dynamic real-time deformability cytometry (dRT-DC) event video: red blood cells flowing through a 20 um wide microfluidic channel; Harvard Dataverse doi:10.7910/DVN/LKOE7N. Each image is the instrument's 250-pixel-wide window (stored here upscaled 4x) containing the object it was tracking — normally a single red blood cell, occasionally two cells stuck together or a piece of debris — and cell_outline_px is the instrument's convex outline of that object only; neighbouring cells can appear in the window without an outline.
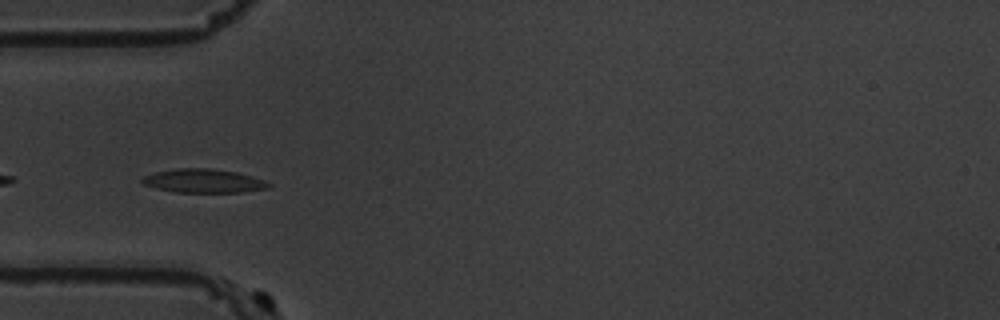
{"species": "common noctule bat (a hibernating species)", "species_latin": "Nyctalus noctula", "temperature_condition": "warm", "stored_images_in_passage": 24, "camera_frame_rate_fps": 3000, "um_per_image_px": 0.085, "animal": {"sex": "male", "body_mass_g": 19.5, "forearm_length_mm": 54.6}, "frame": {"image": 1, "passage_image": 5, "time_ms": 5.667, "image_size_px": [1000, 320], "cell_outline_px": [[272, 184], [268, 188], [240, 192], [176, 192], [156, 188], [144, 184], [140, 180], [144, 176], [156, 172], [176, 168], [212, 168], [236, 172], [252, 176], [264, 180]], "centroid_in_image_um": [17.31, 15.37], "position_along_channel_um": 67.7, "area_um2": 17.4}}
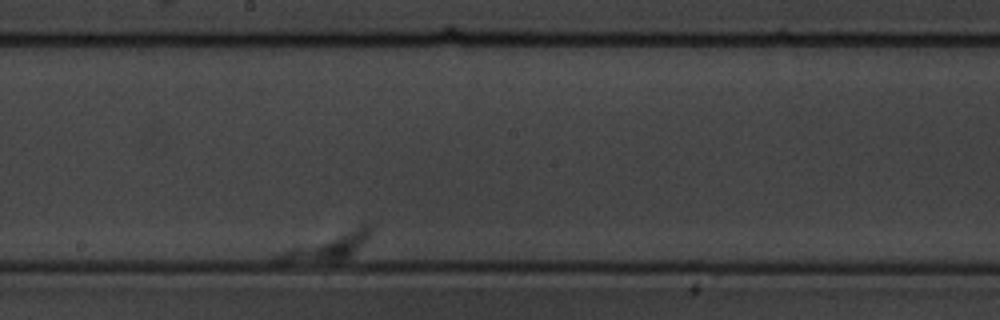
{"frame": {"image": 2, "passage_image": 16, "time_ms": 20.0, "image_size_px": [1000, 320], "cell_outline_px": [[372, 232], [348, 256], [340, 260], [272, 260], [272, 256], [288, 248], [360, 224], [372, 224]], "centroid_in_image_um": [27.89, 20.88], "position_along_channel_um": 220.3, "area_um2": 13.64}}
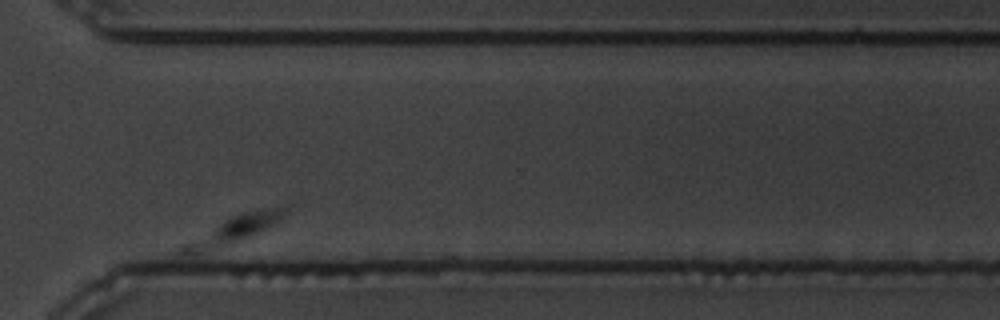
{"frame": {"image": 3, "passage_image": 24, "time_ms": 30.333, "image_size_px": [1000, 320], "cell_outline_px": [[288, 212], [280, 220], [268, 228], [248, 236], [236, 240], [184, 256], [180, 256], [180, 248], [184, 244], [232, 216], [244, 212], [272, 208], [288, 208]], "centroid_in_image_um": [19.92, 19.5], "position_along_channel_um": 350.7, "area_um2": 14.68}}